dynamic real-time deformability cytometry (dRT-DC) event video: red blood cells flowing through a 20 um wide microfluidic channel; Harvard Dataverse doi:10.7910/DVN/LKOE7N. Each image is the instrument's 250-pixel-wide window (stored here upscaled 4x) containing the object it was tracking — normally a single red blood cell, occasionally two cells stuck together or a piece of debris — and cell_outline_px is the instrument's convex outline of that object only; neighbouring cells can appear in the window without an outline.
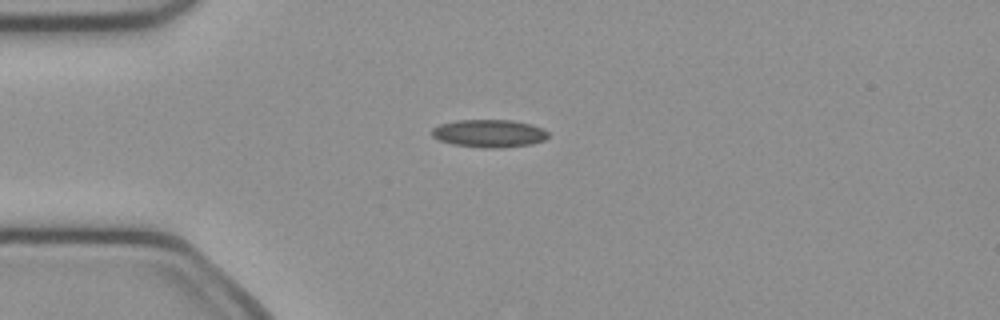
{"species": "common noctule bat (a hibernating species)", "species_latin": "Nyctalus noctula", "temperature_condition": "cold", "stored_images_in_passage": 39, "camera_frame_rate_fps": 3000, "um_per_image_px": 0.085, "animal": {"sex": "female", "body_mass_g": 21.9}, "frame": {"image": 1, "passage_image": 1, "time_ms": 0.0, "image_size_px": [1000, 320], "cell_outline_px": [[548, 136], [544, 140], [532, 144], [496, 148], [484, 148], [452, 144], [440, 140], [432, 136], [432, 128], [440, 124], [456, 120], [512, 120], [528, 124], [540, 128], [548, 132]], "centroid_in_image_um": [41.55, 11.34], "position_along_channel_um": 43.5, "area_um2": 18.67}}
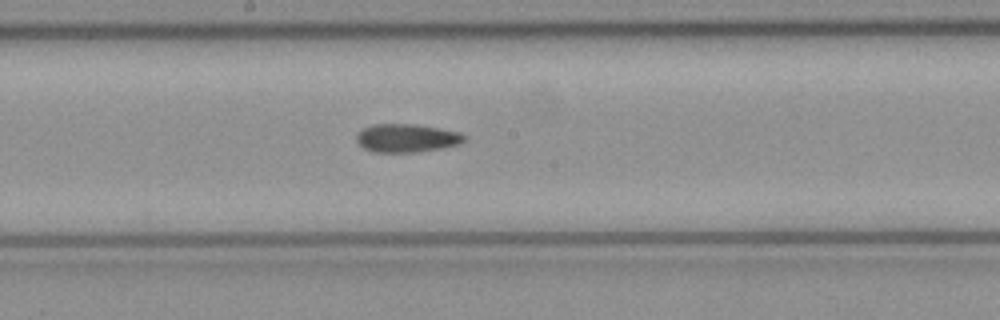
{"frame": {"image": 2, "passage_image": 15, "time_ms": 4.667, "image_size_px": [1000, 320], "cell_outline_px": [[468, 136], [460, 144], [440, 148], [416, 152], [372, 152], [364, 148], [356, 140], [356, 136], [364, 128], [372, 124], [412, 124], [460, 132]], "centroid_in_image_um": [34.57, 11.74], "position_along_channel_um": 213.6, "area_um2": 17.63}}
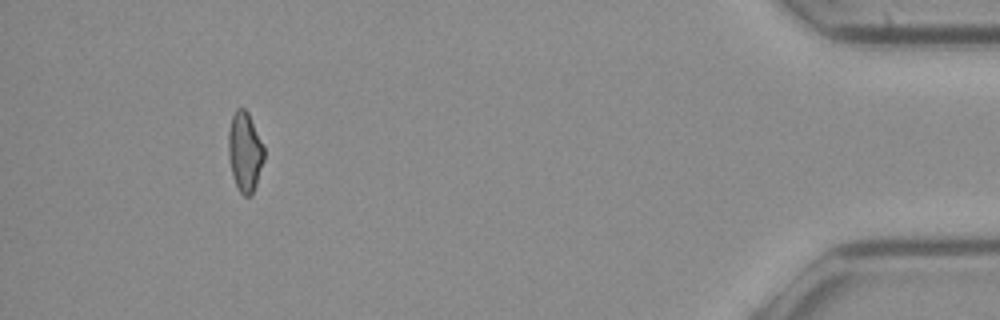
{"frame": {"image": 3, "passage_image": 35, "time_ms": 11.333, "image_size_px": [1000, 320], "cell_outline_px": [[264, 160], [252, 196], [244, 196], [240, 192], [232, 176], [228, 156], [228, 132], [232, 116], [236, 108], [244, 108], [248, 112], [264, 148]], "centroid_in_image_um": [20.8, 12.91], "position_along_channel_um": 414.4, "area_um2": 16.53}, "authors_computed_cell_mechanics": {"area_um2": 17.3978, "velocity_mm_per_s": 4.0618, "shape_relaxation_time_tau1_ms": null, "shape_relaxation_time_tau2_ms": 8.6564, "deformation_change_tau1": null, "deformation_change_tau2": 0.1923}}